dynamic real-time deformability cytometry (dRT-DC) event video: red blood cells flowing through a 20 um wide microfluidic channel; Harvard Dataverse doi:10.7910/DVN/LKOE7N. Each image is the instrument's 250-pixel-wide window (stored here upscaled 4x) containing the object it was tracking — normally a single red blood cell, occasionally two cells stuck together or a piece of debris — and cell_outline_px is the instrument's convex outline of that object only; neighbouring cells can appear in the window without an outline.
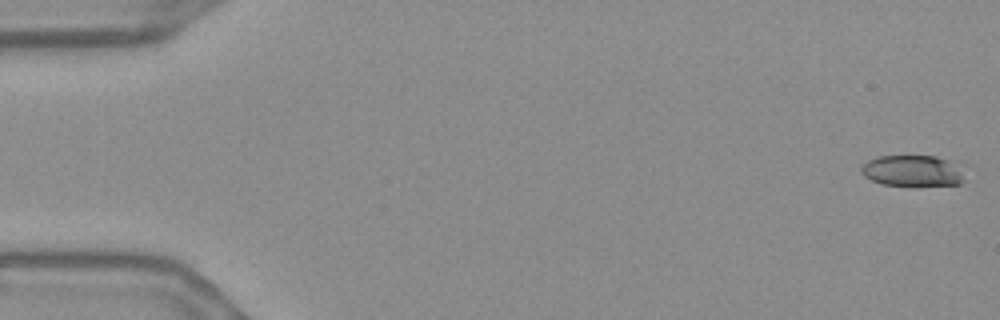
{"species": "Egyptian fruit bat (a non-hibernating species)", "species_latin": "Rousettus aegyptiacus", "temperature_condition": "warm", "stored_images_in_passage": 55, "camera_frame_rate_fps": 3000, "um_per_image_px": 0.085, "frame": {"image": 1, "passage_image": 1, "time_ms": 0.0, "image_size_px": [1000, 320], "cell_outline_px": [[964, 180], [960, 184], [912, 188], [880, 184], [864, 176], [860, 172], [860, 168], [868, 160], [876, 156], [936, 156], [948, 160], [960, 172]], "centroid_in_image_um": [77.49, 14.57], "position_along_channel_um": 7.5, "area_um2": 19.19}}
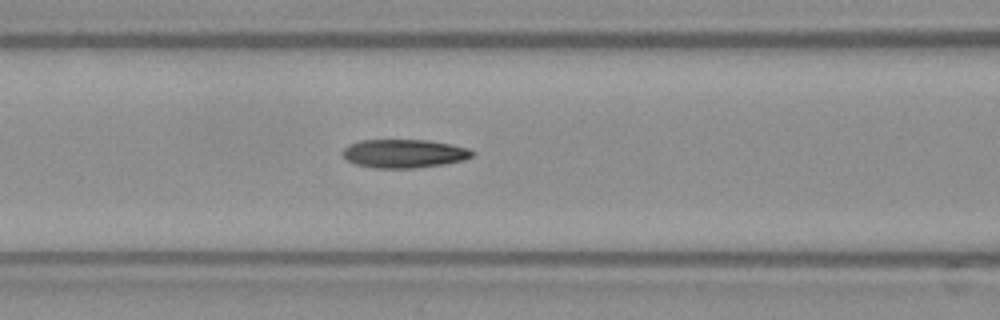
{"frame": {"image": 2, "passage_image": 23, "time_ms": 7.333, "image_size_px": [1000, 320], "cell_outline_px": [[476, 152], [472, 156], [464, 160], [444, 164], [416, 168], [376, 168], [356, 164], [348, 160], [340, 152], [348, 144], [360, 140], [428, 140], [452, 144], [468, 148]], "centroid_in_image_um": [34.36, 13.04], "position_along_channel_um": 132.2, "area_um2": 21.68}}
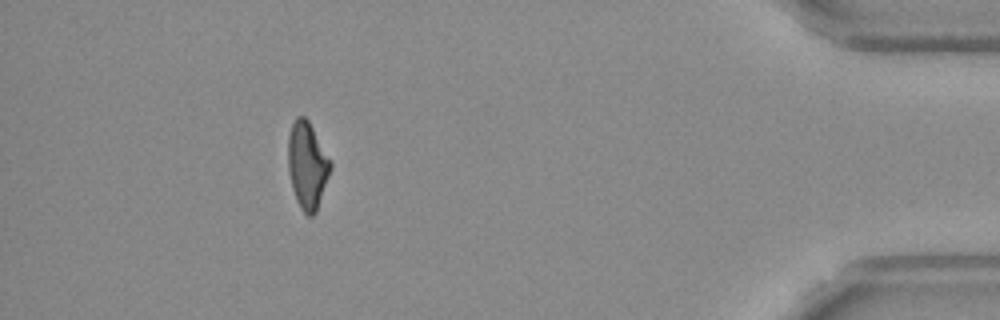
{"frame": {"image": 3, "passage_image": 50, "time_ms": 16.333, "image_size_px": [1000, 320], "cell_outline_px": [[332, 168], [316, 212], [312, 216], [308, 216], [300, 208], [296, 200], [292, 188], [288, 168], [288, 136], [292, 124], [296, 116], [304, 116], [308, 120], [332, 160]], "centroid_in_image_um": [26.13, 14.04], "position_along_channel_um": 409.1, "area_um2": 21.68}, "authors_computed_cell_mechanics": {"area_um2": 21.4438, "velocity_mm_per_s": 3.7004, "shape_relaxation_time_tau1_ms": null, "shape_relaxation_time_tau2_ms": 3.2262, "deformation_change_tau1": null, "deformation_change_tau2": 0.1047}}